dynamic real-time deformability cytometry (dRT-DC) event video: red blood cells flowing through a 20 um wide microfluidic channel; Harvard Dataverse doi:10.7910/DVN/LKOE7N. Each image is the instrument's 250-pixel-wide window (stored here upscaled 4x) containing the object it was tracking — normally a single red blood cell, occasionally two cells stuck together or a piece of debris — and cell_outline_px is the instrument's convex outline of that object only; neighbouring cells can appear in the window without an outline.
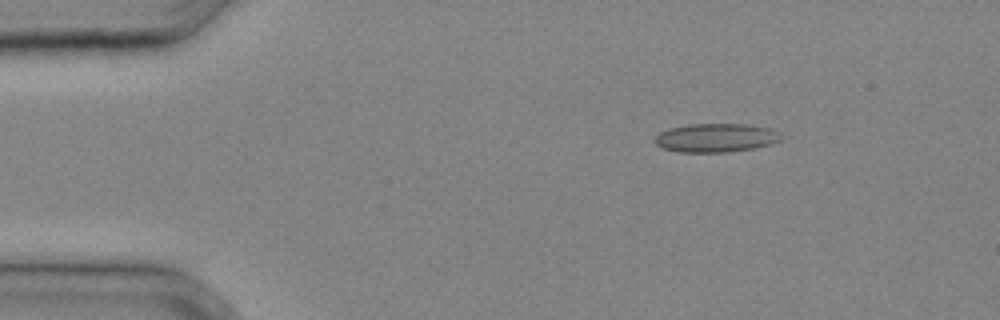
{"species": "common noctule bat (a hibernating species)", "species_latin": "Nyctalus noctula", "temperature_condition": "cold", "stored_images_in_passage": 33, "camera_frame_rate_fps": 3000, "um_per_image_px": 0.085, "animal": {"sex": "male", "body_mass_g": 20.4}, "frame": {"image": 1, "passage_image": 5, "time_ms": 1.333, "image_size_px": [1000, 320], "cell_outline_px": [[780, 140], [772, 144], [756, 148], [728, 152], [680, 152], [660, 148], [656, 144], [656, 136], [660, 132], [668, 128], [688, 124], [748, 124], [772, 128], [780, 132]], "centroid_in_image_um": [60.87, 11.71], "position_along_channel_um": 24.1, "area_um2": 21.33}}
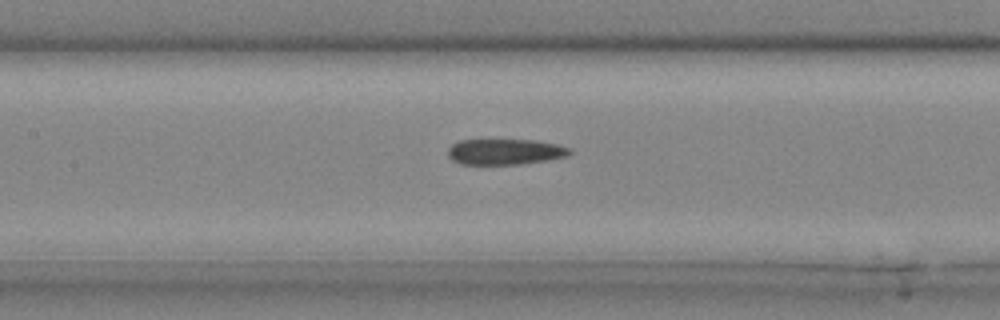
{"frame": {"image": 2, "passage_image": 16, "time_ms": 5.0, "image_size_px": [1000, 320], "cell_outline_px": [[572, 152], [568, 156], [548, 160], [520, 164], [460, 164], [452, 160], [448, 156], [448, 148], [452, 144], [460, 140], [536, 140], [556, 144], [572, 148]], "centroid_in_image_um": [42.95, 12.9], "position_along_channel_um": 164.5, "area_um2": 18.38}}
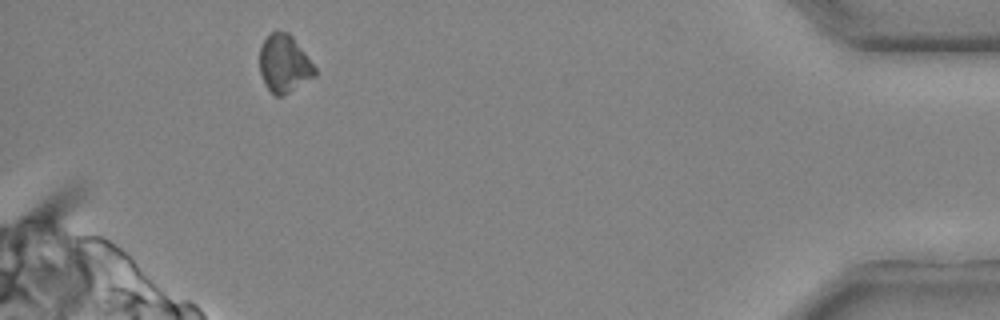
{"frame": {"image": 3, "passage_image": 32, "time_ms": 10.333, "image_size_px": [1000, 320], "cell_outline_px": [[316, 76], [288, 92], [280, 96], [276, 96], [264, 84], [260, 72], [260, 48], [264, 40], [272, 32], [288, 32], [292, 36], [316, 68]], "centroid_in_image_um": [24.15, 5.42], "position_along_channel_um": 411.0, "area_um2": 18.21}}